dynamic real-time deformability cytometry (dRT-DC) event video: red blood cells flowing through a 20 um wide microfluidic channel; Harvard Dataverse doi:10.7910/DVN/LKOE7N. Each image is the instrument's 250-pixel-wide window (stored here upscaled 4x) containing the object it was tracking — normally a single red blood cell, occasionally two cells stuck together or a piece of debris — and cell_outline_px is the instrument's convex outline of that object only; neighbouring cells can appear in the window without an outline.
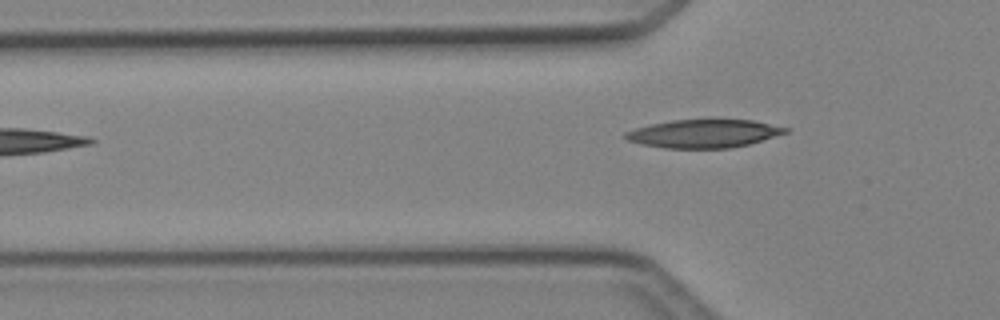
{"species": "Egyptian fruit bat (a non-hibernating species)", "species_latin": "Rousettus aegyptiacus", "temperature_condition": "cold", "stored_images_in_passage": 5, "camera_frame_rate_fps": 3000, "um_per_image_px": 0.085, "animal": {"sex": "female"}, "frame": {"image": 1, "passage_image": 5, "time_ms": 4.667, "image_size_px": [1000, 320], "cell_outline_px": [[788, 132], [748, 144], [728, 148], [664, 148], [640, 144], [624, 140], [624, 132], [636, 128], [652, 124], [672, 120], [708, 116], [712, 116], [752, 120], [788, 128]], "centroid_in_image_um": [59.79, 11.3], "position_along_channel_um": 66.0, "area_um2": 27.28}}